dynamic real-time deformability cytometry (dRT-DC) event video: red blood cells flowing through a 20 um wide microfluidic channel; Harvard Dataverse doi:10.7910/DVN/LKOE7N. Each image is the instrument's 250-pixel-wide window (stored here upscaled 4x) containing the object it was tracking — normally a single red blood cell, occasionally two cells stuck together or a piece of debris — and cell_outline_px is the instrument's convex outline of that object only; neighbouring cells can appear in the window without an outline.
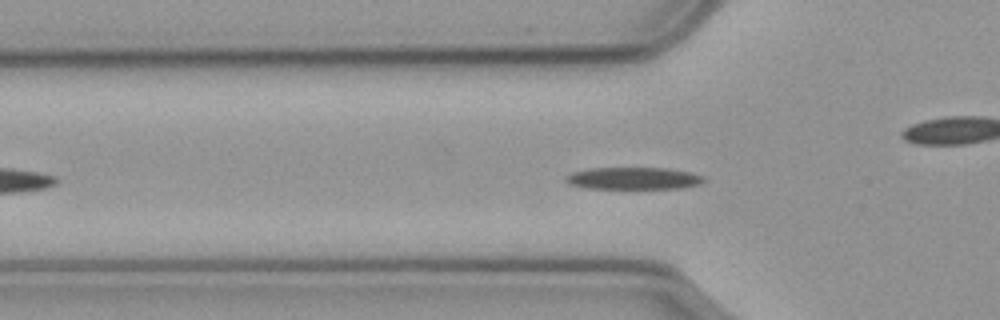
{"species": "common noctule bat (a hibernating species)", "species_latin": "Nyctalus noctula", "temperature_condition": "cold", "stored_images_in_passage": 36, "camera_frame_rate_fps": 3000, "um_per_image_px": 0.085, "animal": {"sex": "male", "body_mass_g": 23.1, "forearm_length_mm": 52.7}, "frame": {"image": 1, "passage_image": 11, "time_ms": 3.333, "image_size_px": [1000, 320], "cell_outline_px": [[704, 180], [700, 184], [684, 188], [584, 188], [568, 184], [564, 180], [564, 176], [572, 172], [588, 168], [664, 168], [688, 172], [704, 176]], "centroid_in_image_um": [53.78, 15.16], "position_along_channel_um": 72.0, "area_um2": 17.8}, "authors_computed_cell_mechanics": {"area_um2": 17.8891, "velocity_mm_per_s": 3.5533, "shape_relaxation_time_tau1_ms": 5.3603, "shape_relaxation_time_tau2_ms": null, "deformation_change_tau1": 0.1471, "deformation_change_tau2": null}}